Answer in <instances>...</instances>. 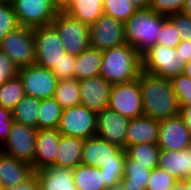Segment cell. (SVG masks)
<instances>
[{
	"label": "cell",
	"instance_id": "1",
	"mask_svg": "<svg viewBox=\"0 0 191 190\" xmlns=\"http://www.w3.org/2000/svg\"><path fill=\"white\" fill-rule=\"evenodd\" d=\"M144 116L162 120L179 114L180 106L171 80L142 71L138 77Z\"/></svg>",
	"mask_w": 191,
	"mask_h": 190
},
{
	"label": "cell",
	"instance_id": "2",
	"mask_svg": "<svg viewBox=\"0 0 191 190\" xmlns=\"http://www.w3.org/2000/svg\"><path fill=\"white\" fill-rule=\"evenodd\" d=\"M142 72V56L129 44L103 51L100 76L110 84L137 79Z\"/></svg>",
	"mask_w": 191,
	"mask_h": 190
},
{
	"label": "cell",
	"instance_id": "3",
	"mask_svg": "<svg viewBox=\"0 0 191 190\" xmlns=\"http://www.w3.org/2000/svg\"><path fill=\"white\" fill-rule=\"evenodd\" d=\"M162 29V15L153 9H139L124 22L126 43L141 56L157 44Z\"/></svg>",
	"mask_w": 191,
	"mask_h": 190
},
{
	"label": "cell",
	"instance_id": "4",
	"mask_svg": "<svg viewBox=\"0 0 191 190\" xmlns=\"http://www.w3.org/2000/svg\"><path fill=\"white\" fill-rule=\"evenodd\" d=\"M61 38L66 53L78 56L90 47L89 25L60 9L50 24Z\"/></svg>",
	"mask_w": 191,
	"mask_h": 190
},
{
	"label": "cell",
	"instance_id": "5",
	"mask_svg": "<svg viewBox=\"0 0 191 190\" xmlns=\"http://www.w3.org/2000/svg\"><path fill=\"white\" fill-rule=\"evenodd\" d=\"M185 62L176 48L158 45L142 55V71L171 80L183 74Z\"/></svg>",
	"mask_w": 191,
	"mask_h": 190
},
{
	"label": "cell",
	"instance_id": "6",
	"mask_svg": "<svg viewBox=\"0 0 191 190\" xmlns=\"http://www.w3.org/2000/svg\"><path fill=\"white\" fill-rule=\"evenodd\" d=\"M108 108L128 119L143 116V99L139 79L112 84Z\"/></svg>",
	"mask_w": 191,
	"mask_h": 190
},
{
	"label": "cell",
	"instance_id": "7",
	"mask_svg": "<svg viewBox=\"0 0 191 190\" xmlns=\"http://www.w3.org/2000/svg\"><path fill=\"white\" fill-rule=\"evenodd\" d=\"M2 50L18 67H27L35 63V42L33 29L18 26L0 41Z\"/></svg>",
	"mask_w": 191,
	"mask_h": 190
},
{
	"label": "cell",
	"instance_id": "8",
	"mask_svg": "<svg viewBox=\"0 0 191 190\" xmlns=\"http://www.w3.org/2000/svg\"><path fill=\"white\" fill-rule=\"evenodd\" d=\"M12 6L19 25L32 29L49 26L60 10L52 0H14Z\"/></svg>",
	"mask_w": 191,
	"mask_h": 190
},
{
	"label": "cell",
	"instance_id": "9",
	"mask_svg": "<svg viewBox=\"0 0 191 190\" xmlns=\"http://www.w3.org/2000/svg\"><path fill=\"white\" fill-rule=\"evenodd\" d=\"M18 76L27 96L37 99L54 98L57 77L46 67L31 64L18 69Z\"/></svg>",
	"mask_w": 191,
	"mask_h": 190
},
{
	"label": "cell",
	"instance_id": "10",
	"mask_svg": "<svg viewBox=\"0 0 191 190\" xmlns=\"http://www.w3.org/2000/svg\"><path fill=\"white\" fill-rule=\"evenodd\" d=\"M97 113L83 105L63 109L58 131L83 140L96 136Z\"/></svg>",
	"mask_w": 191,
	"mask_h": 190
},
{
	"label": "cell",
	"instance_id": "11",
	"mask_svg": "<svg viewBox=\"0 0 191 190\" xmlns=\"http://www.w3.org/2000/svg\"><path fill=\"white\" fill-rule=\"evenodd\" d=\"M38 129L29 125L14 122L10 134L0 150L17 160L34 163L35 140Z\"/></svg>",
	"mask_w": 191,
	"mask_h": 190
},
{
	"label": "cell",
	"instance_id": "12",
	"mask_svg": "<svg viewBox=\"0 0 191 190\" xmlns=\"http://www.w3.org/2000/svg\"><path fill=\"white\" fill-rule=\"evenodd\" d=\"M35 64L51 69L66 53L57 31L51 26L33 29Z\"/></svg>",
	"mask_w": 191,
	"mask_h": 190
},
{
	"label": "cell",
	"instance_id": "13",
	"mask_svg": "<svg viewBox=\"0 0 191 190\" xmlns=\"http://www.w3.org/2000/svg\"><path fill=\"white\" fill-rule=\"evenodd\" d=\"M90 47L100 51L126 44L124 23L103 14L89 25Z\"/></svg>",
	"mask_w": 191,
	"mask_h": 190
},
{
	"label": "cell",
	"instance_id": "14",
	"mask_svg": "<svg viewBox=\"0 0 191 190\" xmlns=\"http://www.w3.org/2000/svg\"><path fill=\"white\" fill-rule=\"evenodd\" d=\"M191 133L178 115L159 120V138L157 145L160 149L180 151L189 148Z\"/></svg>",
	"mask_w": 191,
	"mask_h": 190
},
{
	"label": "cell",
	"instance_id": "15",
	"mask_svg": "<svg viewBox=\"0 0 191 190\" xmlns=\"http://www.w3.org/2000/svg\"><path fill=\"white\" fill-rule=\"evenodd\" d=\"M130 119L105 108L97 113L96 135L125 150V138Z\"/></svg>",
	"mask_w": 191,
	"mask_h": 190
},
{
	"label": "cell",
	"instance_id": "16",
	"mask_svg": "<svg viewBox=\"0 0 191 190\" xmlns=\"http://www.w3.org/2000/svg\"><path fill=\"white\" fill-rule=\"evenodd\" d=\"M112 84L102 76H95L79 81L80 105L98 113L108 108Z\"/></svg>",
	"mask_w": 191,
	"mask_h": 190
},
{
	"label": "cell",
	"instance_id": "17",
	"mask_svg": "<svg viewBox=\"0 0 191 190\" xmlns=\"http://www.w3.org/2000/svg\"><path fill=\"white\" fill-rule=\"evenodd\" d=\"M61 133L58 129L38 130L35 140L33 170L52 166L56 162Z\"/></svg>",
	"mask_w": 191,
	"mask_h": 190
},
{
	"label": "cell",
	"instance_id": "18",
	"mask_svg": "<svg viewBox=\"0 0 191 190\" xmlns=\"http://www.w3.org/2000/svg\"><path fill=\"white\" fill-rule=\"evenodd\" d=\"M122 150L121 147L109 143L96 136L84 140L81 164L101 167V163L115 160V156Z\"/></svg>",
	"mask_w": 191,
	"mask_h": 190
},
{
	"label": "cell",
	"instance_id": "19",
	"mask_svg": "<svg viewBox=\"0 0 191 190\" xmlns=\"http://www.w3.org/2000/svg\"><path fill=\"white\" fill-rule=\"evenodd\" d=\"M159 138V120L148 116L130 119L126 138L125 149L130 145L147 143L157 144Z\"/></svg>",
	"mask_w": 191,
	"mask_h": 190
},
{
	"label": "cell",
	"instance_id": "20",
	"mask_svg": "<svg viewBox=\"0 0 191 190\" xmlns=\"http://www.w3.org/2000/svg\"><path fill=\"white\" fill-rule=\"evenodd\" d=\"M34 173L37 176L39 190H77L72 168L52 165Z\"/></svg>",
	"mask_w": 191,
	"mask_h": 190
},
{
	"label": "cell",
	"instance_id": "21",
	"mask_svg": "<svg viewBox=\"0 0 191 190\" xmlns=\"http://www.w3.org/2000/svg\"><path fill=\"white\" fill-rule=\"evenodd\" d=\"M33 174L32 165L17 160L0 150V183L2 187H12L21 184Z\"/></svg>",
	"mask_w": 191,
	"mask_h": 190
},
{
	"label": "cell",
	"instance_id": "22",
	"mask_svg": "<svg viewBox=\"0 0 191 190\" xmlns=\"http://www.w3.org/2000/svg\"><path fill=\"white\" fill-rule=\"evenodd\" d=\"M158 167L169 172L177 180L191 178V151L160 149Z\"/></svg>",
	"mask_w": 191,
	"mask_h": 190
},
{
	"label": "cell",
	"instance_id": "23",
	"mask_svg": "<svg viewBox=\"0 0 191 190\" xmlns=\"http://www.w3.org/2000/svg\"><path fill=\"white\" fill-rule=\"evenodd\" d=\"M83 145L84 140L81 138L61 135L56 162L53 165L74 169L81 164Z\"/></svg>",
	"mask_w": 191,
	"mask_h": 190
},
{
	"label": "cell",
	"instance_id": "24",
	"mask_svg": "<svg viewBox=\"0 0 191 190\" xmlns=\"http://www.w3.org/2000/svg\"><path fill=\"white\" fill-rule=\"evenodd\" d=\"M103 51L89 47L75 56L74 72L78 81L100 76Z\"/></svg>",
	"mask_w": 191,
	"mask_h": 190
},
{
	"label": "cell",
	"instance_id": "25",
	"mask_svg": "<svg viewBox=\"0 0 191 190\" xmlns=\"http://www.w3.org/2000/svg\"><path fill=\"white\" fill-rule=\"evenodd\" d=\"M62 10L82 23L91 25L104 14L103 0H69Z\"/></svg>",
	"mask_w": 191,
	"mask_h": 190
},
{
	"label": "cell",
	"instance_id": "26",
	"mask_svg": "<svg viewBox=\"0 0 191 190\" xmlns=\"http://www.w3.org/2000/svg\"><path fill=\"white\" fill-rule=\"evenodd\" d=\"M152 170L126 156L124 174L121 181L125 190H146Z\"/></svg>",
	"mask_w": 191,
	"mask_h": 190
},
{
	"label": "cell",
	"instance_id": "27",
	"mask_svg": "<svg viewBox=\"0 0 191 190\" xmlns=\"http://www.w3.org/2000/svg\"><path fill=\"white\" fill-rule=\"evenodd\" d=\"M73 179L77 190H108L98 167L79 164L73 169Z\"/></svg>",
	"mask_w": 191,
	"mask_h": 190
},
{
	"label": "cell",
	"instance_id": "28",
	"mask_svg": "<svg viewBox=\"0 0 191 190\" xmlns=\"http://www.w3.org/2000/svg\"><path fill=\"white\" fill-rule=\"evenodd\" d=\"M62 112V106L54 98L40 100L37 129H58Z\"/></svg>",
	"mask_w": 191,
	"mask_h": 190
},
{
	"label": "cell",
	"instance_id": "29",
	"mask_svg": "<svg viewBox=\"0 0 191 190\" xmlns=\"http://www.w3.org/2000/svg\"><path fill=\"white\" fill-rule=\"evenodd\" d=\"M127 156L136 160V164L145 165L151 170L158 167L160 148L157 144L140 143L130 145L126 149Z\"/></svg>",
	"mask_w": 191,
	"mask_h": 190
},
{
	"label": "cell",
	"instance_id": "30",
	"mask_svg": "<svg viewBox=\"0 0 191 190\" xmlns=\"http://www.w3.org/2000/svg\"><path fill=\"white\" fill-rule=\"evenodd\" d=\"M54 99L62 106L63 109L80 105L79 81L76 78L58 80Z\"/></svg>",
	"mask_w": 191,
	"mask_h": 190
},
{
	"label": "cell",
	"instance_id": "31",
	"mask_svg": "<svg viewBox=\"0 0 191 190\" xmlns=\"http://www.w3.org/2000/svg\"><path fill=\"white\" fill-rule=\"evenodd\" d=\"M39 105L40 99L25 95L12 109L14 122L37 128Z\"/></svg>",
	"mask_w": 191,
	"mask_h": 190
},
{
	"label": "cell",
	"instance_id": "32",
	"mask_svg": "<svg viewBox=\"0 0 191 190\" xmlns=\"http://www.w3.org/2000/svg\"><path fill=\"white\" fill-rule=\"evenodd\" d=\"M126 156V151L122 149L115 156V160H108L105 163H101L100 171L104 177V184L108 189L121 184Z\"/></svg>",
	"mask_w": 191,
	"mask_h": 190
},
{
	"label": "cell",
	"instance_id": "33",
	"mask_svg": "<svg viewBox=\"0 0 191 190\" xmlns=\"http://www.w3.org/2000/svg\"><path fill=\"white\" fill-rule=\"evenodd\" d=\"M25 95L24 87L18 75L8 79L0 87V107L12 110Z\"/></svg>",
	"mask_w": 191,
	"mask_h": 190
},
{
	"label": "cell",
	"instance_id": "34",
	"mask_svg": "<svg viewBox=\"0 0 191 190\" xmlns=\"http://www.w3.org/2000/svg\"><path fill=\"white\" fill-rule=\"evenodd\" d=\"M136 10L129 0H103L104 14L123 23L133 16Z\"/></svg>",
	"mask_w": 191,
	"mask_h": 190
},
{
	"label": "cell",
	"instance_id": "35",
	"mask_svg": "<svg viewBox=\"0 0 191 190\" xmlns=\"http://www.w3.org/2000/svg\"><path fill=\"white\" fill-rule=\"evenodd\" d=\"M171 83L179 106H191V79L184 74H180L173 77Z\"/></svg>",
	"mask_w": 191,
	"mask_h": 190
},
{
	"label": "cell",
	"instance_id": "36",
	"mask_svg": "<svg viewBox=\"0 0 191 190\" xmlns=\"http://www.w3.org/2000/svg\"><path fill=\"white\" fill-rule=\"evenodd\" d=\"M180 42L181 36L174 23L168 17L162 16V29L157 44L176 48Z\"/></svg>",
	"mask_w": 191,
	"mask_h": 190
},
{
	"label": "cell",
	"instance_id": "37",
	"mask_svg": "<svg viewBox=\"0 0 191 190\" xmlns=\"http://www.w3.org/2000/svg\"><path fill=\"white\" fill-rule=\"evenodd\" d=\"M19 25L12 4L0 3V41Z\"/></svg>",
	"mask_w": 191,
	"mask_h": 190
},
{
	"label": "cell",
	"instance_id": "38",
	"mask_svg": "<svg viewBox=\"0 0 191 190\" xmlns=\"http://www.w3.org/2000/svg\"><path fill=\"white\" fill-rule=\"evenodd\" d=\"M177 179L169 172L156 167L152 170L146 190H171Z\"/></svg>",
	"mask_w": 191,
	"mask_h": 190
},
{
	"label": "cell",
	"instance_id": "39",
	"mask_svg": "<svg viewBox=\"0 0 191 190\" xmlns=\"http://www.w3.org/2000/svg\"><path fill=\"white\" fill-rule=\"evenodd\" d=\"M186 0H149V8L157 14L168 17L170 15L182 12Z\"/></svg>",
	"mask_w": 191,
	"mask_h": 190
},
{
	"label": "cell",
	"instance_id": "40",
	"mask_svg": "<svg viewBox=\"0 0 191 190\" xmlns=\"http://www.w3.org/2000/svg\"><path fill=\"white\" fill-rule=\"evenodd\" d=\"M75 56L65 53L57 64L51 68V71L57 77V80L75 79L74 72Z\"/></svg>",
	"mask_w": 191,
	"mask_h": 190
},
{
	"label": "cell",
	"instance_id": "41",
	"mask_svg": "<svg viewBox=\"0 0 191 190\" xmlns=\"http://www.w3.org/2000/svg\"><path fill=\"white\" fill-rule=\"evenodd\" d=\"M168 18L174 23L179 31L181 41H191V16L184 12H178L168 16Z\"/></svg>",
	"mask_w": 191,
	"mask_h": 190
},
{
	"label": "cell",
	"instance_id": "42",
	"mask_svg": "<svg viewBox=\"0 0 191 190\" xmlns=\"http://www.w3.org/2000/svg\"><path fill=\"white\" fill-rule=\"evenodd\" d=\"M18 67L0 50V87L11 78L18 75Z\"/></svg>",
	"mask_w": 191,
	"mask_h": 190
},
{
	"label": "cell",
	"instance_id": "43",
	"mask_svg": "<svg viewBox=\"0 0 191 190\" xmlns=\"http://www.w3.org/2000/svg\"><path fill=\"white\" fill-rule=\"evenodd\" d=\"M13 123L12 110L0 107V147L10 134Z\"/></svg>",
	"mask_w": 191,
	"mask_h": 190
},
{
	"label": "cell",
	"instance_id": "44",
	"mask_svg": "<svg viewBox=\"0 0 191 190\" xmlns=\"http://www.w3.org/2000/svg\"><path fill=\"white\" fill-rule=\"evenodd\" d=\"M0 190H39V183L37 176L34 173L29 179L25 182L12 186V187H2Z\"/></svg>",
	"mask_w": 191,
	"mask_h": 190
},
{
	"label": "cell",
	"instance_id": "45",
	"mask_svg": "<svg viewBox=\"0 0 191 190\" xmlns=\"http://www.w3.org/2000/svg\"><path fill=\"white\" fill-rule=\"evenodd\" d=\"M176 53H179L181 59L184 60L185 63L191 61V41H181L176 47Z\"/></svg>",
	"mask_w": 191,
	"mask_h": 190
},
{
	"label": "cell",
	"instance_id": "46",
	"mask_svg": "<svg viewBox=\"0 0 191 190\" xmlns=\"http://www.w3.org/2000/svg\"><path fill=\"white\" fill-rule=\"evenodd\" d=\"M179 116L191 133V106H180Z\"/></svg>",
	"mask_w": 191,
	"mask_h": 190
},
{
	"label": "cell",
	"instance_id": "47",
	"mask_svg": "<svg viewBox=\"0 0 191 190\" xmlns=\"http://www.w3.org/2000/svg\"><path fill=\"white\" fill-rule=\"evenodd\" d=\"M133 6L139 10V9H147L149 8V0H129Z\"/></svg>",
	"mask_w": 191,
	"mask_h": 190
},
{
	"label": "cell",
	"instance_id": "48",
	"mask_svg": "<svg viewBox=\"0 0 191 190\" xmlns=\"http://www.w3.org/2000/svg\"><path fill=\"white\" fill-rule=\"evenodd\" d=\"M171 190H186V183L183 180H177Z\"/></svg>",
	"mask_w": 191,
	"mask_h": 190
},
{
	"label": "cell",
	"instance_id": "49",
	"mask_svg": "<svg viewBox=\"0 0 191 190\" xmlns=\"http://www.w3.org/2000/svg\"><path fill=\"white\" fill-rule=\"evenodd\" d=\"M182 12L191 16V0H186L185 6H184Z\"/></svg>",
	"mask_w": 191,
	"mask_h": 190
},
{
	"label": "cell",
	"instance_id": "50",
	"mask_svg": "<svg viewBox=\"0 0 191 190\" xmlns=\"http://www.w3.org/2000/svg\"><path fill=\"white\" fill-rule=\"evenodd\" d=\"M183 74L191 79V61L185 64Z\"/></svg>",
	"mask_w": 191,
	"mask_h": 190
},
{
	"label": "cell",
	"instance_id": "51",
	"mask_svg": "<svg viewBox=\"0 0 191 190\" xmlns=\"http://www.w3.org/2000/svg\"><path fill=\"white\" fill-rule=\"evenodd\" d=\"M58 7L59 9H63L64 6L69 2V0H52Z\"/></svg>",
	"mask_w": 191,
	"mask_h": 190
},
{
	"label": "cell",
	"instance_id": "52",
	"mask_svg": "<svg viewBox=\"0 0 191 190\" xmlns=\"http://www.w3.org/2000/svg\"><path fill=\"white\" fill-rule=\"evenodd\" d=\"M186 183V190H191V178L183 180Z\"/></svg>",
	"mask_w": 191,
	"mask_h": 190
},
{
	"label": "cell",
	"instance_id": "53",
	"mask_svg": "<svg viewBox=\"0 0 191 190\" xmlns=\"http://www.w3.org/2000/svg\"><path fill=\"white\" fill-rule=\"evenodd\" d=\"M108 190H125V188L122 186V184H119V185L114 186L113 188H110Z\"/></svg>",
	"mask_w": 191,
	"mask_h": 190
},
{
	"label": "cell",
	"instance_id": "54",
	"mask_svg": "<svg viewBox=\"0 0 191 190\" xmlns=\"http://www.w3.org/2000/svg\"><path fill=\"white\" fill-rule=\"evenodd\" d=\"M14 0H0V3H9L12 4Z\"/></svg>",
	"mask_w": 191,
	"mask_h": 190
},
{
	"label": "cell",
	"instance_id": "55",
	"mask_svg": "<svg viewBox=\"0 0 191 190\" xmlns=\"http://www.w3.org/2000/svg\"><path fill=\"white\" fill-rule=\"evenodd\" d=\"M188 149L191 151V139H190V144H189V148Z\"/></svg>",
	"mask_w": 191,
	"mask_h": 190
}]
</instances>
